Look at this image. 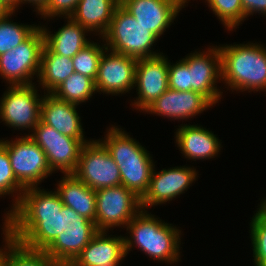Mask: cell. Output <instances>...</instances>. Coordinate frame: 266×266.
Segmentation results:
<instances>
[{
  "mask_svg": "<svg viewBox=\"0 0 266 266\" xmlns=\"http://www.w3.org/2000/svg\"><path fill=\"white\" fill-rule=\"evenodd\" d=\"M3 219V226L14 241L28 249L43 251L72 221L79 220V215L62 203L56 190L29 187Z\"/></svg>",
  "mask_w": 266,
  "mask_h": 266,
  "instance_id": "cell-1",
  "label": "cell"
},
{
  "mask_svg": "<svg viewBox=\"0 0 266 266\" xmlns=\"http://www.w3.org/2000/svg\"><path fill=\"white\" fill-rule=\"evenodd\" d=\"M111 126L107 128L105 139L100 141L119 167L121 185L141 199L148 189L152 171L155 169L153 157L122 128Z\"/></svg>",
  "mask_w": 266,
  "mask_h": 266,
  "instance_id": "cell-2",
  "label": "cell"
},
{
  "mask_svg": "<svg viewBox=\"0 0 266 266\" xmlns=\"http://www.w3.org/2000/svg\"><path fill=\"white\" fill-rule=\"evenodd\" d=\"M221 77L228 88L236 91H266V47L246 43L218 46Z\"/></svg>",
  "mask_w": 266,
  "mask_h": 266,
  "instance_id": "cell-3",
  "label": "cell"
},
{
  "mask_svg": "<svg viewBox=\"0 0 266 266\" xmlns=\"http://www.w3.org/2000/svg\"><path fill=\"white\" fill-rule=\"evenodd\" d=\"M147 212L141 210L126 226L130 234L125 236L126 256L135 245L156 261L168 264L180 261L181 230Z\"/></svg>",
  "mask_w": 266,
  "mask_h": 266,
  "instance_id": "cell-4",
  "label": "cell"
},
{
  "mask_svg": "<svg viewBox=\"0 0 266 266\" xmlns=\"http://www.w3.org/2000/svg\"><path fill=\"white\" fill-rule=\"evenodd\" d=\"M102 40L108 50L135 59L162 54L151 50L158 37L137 22L120 4L115 8L110 26Z\"/></svg>",
  "mask_w": 266,
  "mask_h": 266,
  "instance_id": "cell-5",
  "label": "cell"
},
{
  "mask_svg": "<svg viewBox=\"0 0 266 266\" xmlns=\"http://www.w3.org/2000/svg\"><path fill=\"white\" fill-rule=\"evenodd\" d=\"M44 34L39 27L27 40L0 55V76L8 85L33 84L39 75Z\"/></svg>",
  "mask_w": 266,
  "mask_h": 266,
  "instance_id": "cell-6",
  "label": "cell"
},
{
  "mask_svg": "<svg viewBox=\"0 0 266 266\" xmlns=\"http://www.w3.org/2000/svg\"><path fill=\"white\" fill-rule=\"evenodd\" d=\"M141 210V199L123 185L96 190L94 224L98 231H108L111 227L126 228Z\"/></svg>",
  "mask_w": 266,
  "mask_h": 266,
  "instance_id": "cell-7",
  "label": "cell"
},
{
  "mask_svg": "<svg viewBox=\"0 0 266 266\" xmlns=\"http://www.w3.org/2000/svg\"><path fill=\"white\" fill-rule=\"evenodd\" d=\"M73 175L95 191L121 185L119 167L100 139L83 144Z\"/></svg>",
  "mask_w": 266,
  "mask_h": 266,
  "instance_id": "cell-8",
  "label": "cell"
},
{
  "mask_svg": "<svg viewBox=\"0 0 266 266\" xmlns=\"http://www.w3.org/2000/svg\"><path fill=\"white\" fill-rule=\"evenodd\" d=\"M0 142L7 148L13 174L24 188L38 187L52 174L46 154L27 134Z\"/></svg>",
  "mask_w": 266,
  "mask_h": 266,
  "instance_id": "cell-9",
  "label": "cell"
},
{
  "mask_svg": "<svg viewBox=\"0 0 266 266\" xmlns=\"http://www.w3.org/2000/svg\"><path fill=\"white\" fill-rule=\"evenodd\" d=\"M35 83L9 85L0 99V119L14 130L31 131L40 122L41 103Z\"/></svg>",
  "mask_w": 266,
  "mask_h": 266,
  "instance_id": "cell-10",
  "label": "cell"
},
{
  "mask_svg": "<svg viewBox=\"0 0 266 266\" xmlns=\"http://www.w3.org/2000/svg\"><path fill=\"white\" fill-rule=\"evenodd\" d=\"M28 136L39 145L47 157L52 173L73 174L76 170L83 143L76 138L59 133L41 120Z\"/></svg>",
  "mask_w": 266,
  "mask_h": 266,
  "instance_id": "cell-11",
  "label": "cell"
},
{
  "mask_svg": "<svg viewBox=\"0 0 266 266\" xmlns=\"http://www.w3.org/2000/svg\"><path fill=\"white\" fill-rule=\"evenodd\" d=\"M184 59L188 62L191 90L203 95L212 105L221 101L223 92L216 85L222 80L219 47L212 45L207 51H195Z\"/></svg>",
  "mask_w": 266,
  "mask_h": 266,
  "instance_id": "cell-12",
  "label": "cell"
},
{
  "mask_svg": "<svg viewBox=\"0 0 266 266\" xmlns=\"http://www.w3.org/2000/svg\"><path fill=\"white\" fill-rule=\"evenodd\" d=\"M169 61L163 53L137 59L134 87L138 97L131 106L142 112L169 89Z\"/></svg>",
  "mask_w": 266,
  "mask_h": 266,
  "instance_id": "cell-13",
  "label": "cell"
},
{
  "mask_svg": "<svg viewBox=\"0 0 266 266\" xmlns=\"http://www.w3.org/2000/svg\"><path fill=\"white\" fill-rule=\"evenodd\" d=\"M136 62L135 58L106 48L99 60L95 80L96 91L114 96L126 94L134 89Z\"/></svg>",
  "mask_w": 266,
  "mask_h": 266,
  "instance_id": "cell-14",
  "label": "cell"
},
{
  "mask_svg": "<svg viewBox=\"0 0 266 266\" xmlns=\"http://www.w3.org/2000/svg\"><path fill=\"white\" fill-rule=\"evenodd\" d=\"M193 167H173L159 172L153 169L148 189L141 198L142 210L172 201L187 189L198 177ZM150 206V207H149Z\"/></svg>",
  "mask_w": 266,
  "mask_h": 266,
  "instance_id": "cell-15",
  "label": "cell"
},
{
  "mask_svg": "<svg viewBox=\"0 0 266 266\" xmlns=\"http://www.w3.org/2000/svg\"><path fill=\"white\" fill-rule=\"evenodd\" d=\"M120 5L158 38L185 8L184 0H120Z\"/></svg>",
  "mask_w": 266,
  "mask_h": 266,
  "instance_id": "cell-16",
  "label": "cell"
},
{
  "mask_svg": "<svg viewBox=\"0 0 266 266\" xmlns=\"http://www.w3.org/2000/svg\"><path fill=\"white\" fill-rule=\"evenodd\" d=\"M98 232L93 221L79 216L70 223L43 251L60 266L73 262Z\"/></svg>",
  "mask_w": 266,
  "mask_h": 266,
  "instance_id": "cell-17",
  "label": "cell"
},
{
  "mask_svg": "<svg viewBox=\"0 0 266 266\" xmlns=\"http://www.w3.org/2000/svg\"><path fill=\"white\" fill-rule=\"evenodd\" d=\"M211 106L213 105L198 92H183L169 88L143 112L173 120H188Z\"/></svg>",
  "mask_w": 266,
  "mask_h": 266,
  "instance_id": "cell-18",
  "label": "cell"
},
{
  "mask_svg": "<svg viewBox=\"0 0 266 266\" xmlns=\"http://www.w3.org/2000/svg\"><path fill=\"white\" fill-rule=\"evenodd\" d=\"M77 106V104L62 100L52 93H44L40 120L63 135L79 139L83 144L87 143L90 140L84 137L81 117L76 110Z\"/></svg>",
  "mask_w": 266,
  "mask_h": 266,
  "instance_id": "cell-19",
  "label": "cell"
},
{
  "mask_svg": "<svg viewBox=\"0 0 266 266\" xmlns=\"http://www.w3.org/2000/svg\"><path fill=\"white\" fill-rule=\"evenodd\" d=\"M107 233L98 231L72 263L75 266H118L126 257L125 237Z\"/></svg>",
  "mask_w": 266,
  "mask_h": 266,
  "instance_id": "cell-20",
  "label": "cell"
},
{
  "mask_svg": "<svg viewBox=\"0 0 266 266\" xmlns=\"http://www.w3.org/2000/svg\"><path fill=\"white\" fill-rule=\"evenodd\" d=\"M176 130V144L188 160H207L220 152L221 142L212 131L198 125L181 124Z\"/></svg>",
  "mask_w": 266,
  "mask_h": 266,
  "instance_id": "cell-21",
  "label": "cell"
},
{
  "mask_svg": "<svg viewBox=\"0 0 266 266\" xmlns=\"http://www.w3.org/2000/svg\"><path fill=\"white\" fill-rule=\"evenodd\" d=\"M58 181L55 189L62 203L73 209L79 216L95 221L96 191L76 178L73 174H66Z\"/></svg>",
  "mask_w": 266,
  "mask_h": 266,
  "instance_id": "cell-22",
  "label": "cell"
},
{
  "mask_svg": "<svg viewBox=\"0 0 266 266\" xmlns=\"http://www.w3.org/2000/svg\"><path fill=\"white\" fill-rule=\"evenodd\" d=\"M119 4L120 0H80L71 18L89 33L96 32L101 38L107 32Z\"/></svg>",
  "mask_w": 266,
  "mask_h": 266,
  "instance_id": "cell-23",
  "label": "cell"
},
{
  "mask_svg": "<svg viewBox=\"0 0 266 266\" xmlns=\"http://www.w3.org/2000/svg\"><path fill=\"white\" fill-rule=\"evenodd\" d=\"M67 23L58 31L51 34L46 26L41 27L44 34V44L59 55L73 58L81 49L88 45L91 40L86 38V28L81 27L71 17H67Z\"/></svg>",
  "mask_w": 266,
  "mask_h": 266,
  "instance_id": "cell-24",
  "label": "cell"
},
{
  "mask_svg": "<svg viewBox=\"0 0 266 266\" xmlns=\"http://www.w3.org/2000/svg\"><path fill=\"white\" fill-rule=\"evenodd\" d=\"M74 72L72 58L53 53L44 44L37 81L42 86V90L44 89V93H52Z\"/></svg>",
  "mask_w": 266,
  "mask_h": 266,
  "instance_id": "cell-25",
  "label": "cell"
},
{
  "mask_svg": "<svg viewBox=\"0 0 266 266\" xmlns=\"http://www.w3.org/2000/svg\"><path fill=\"white\" fill-rule=\"evenodd\" d=\"M96 92L95 81L92 78L74 72L52 94L67 102L80 105L90 100Z\"/></svg>",
  "mask_w": 266,
  "mask_h": 266,
  "instance_id": "cell-26",
  "label": "cell"
},
{
  "mask_svg": "<svg viewBox=\"0 0 266 266\" xmlns=\"http://www.w3.org/2000/svg\"><path fill=\"white\" fill-rule=\"evenodd\" d=\"M3 266H60L44 251L31 250L13 241L6 250Z\"/></svg>",
  "mask_w": 266,
  "mask_h": 266,
  "instance_id": "cell-27",
  "label": "cell"
},
{
  "mask_svg": "<svg viewBox=\"0 0 266 266\" xmlns=\"http://www.w3.org/2000/svg\"><path fill=\"white\" fill-rule=\"evenodd\" d=\"M13 13L15 14L11 12L5 18L0 19V55L27 40L40 27L35 24L32 26L13 22L9 19L14 15Z\"/></svg>",
  "mask_w": 266,
  "mask_h": 266,
  "instance_id": "cell-28",
  "label": "cell"
},
{
  "mask_svg": "<svg viewBox=\"0 0 266 266\" xmlns=\"http://www.w3.org/2000/svg\"><path fill=\"white\" fill-rule=\"evenodd\" d=\"M25 188L17 181L16 177L13 174L8 150L0 142V197L10 194L15 196L12 204V208L8 210V213H5V217L19 204L23 191ZM15 193V195H13ZM17 193V194H16Z\"/></svg>",
  "mask_w": 266,
  "mask_h": 266,
  "instance_id": "cell-29",
  "label": "cell"
},
{
  "mask_svg": "<svg viewBox=\"0 0 266 266\" xmlns=\"http://www.w3.org/2000/svg\"><path fill=\"white\" fill-rule=\"evenodd\" d=\"M104 50H106L105 43L100 46L99 43L91 41L72 58L75 72L88 76L95 81L99 60Z\"/></svg>",
  "mask_w": 266,
  "mask_h": 266,
  "instance_id": "cell-30",
  "label": "cell"
},
{
  "mask_svg": "<svg viewBox=\"0 0 266 266\" xmlns=\"http://www.w3.org/2000/svg\"><path fill=\"white\" fill-rule=\"evenodd\" d=\"M205 2L228 31H233L244 22L241 0H205Z\"/></svg>",
  "mask_w": 266,
  "mask_h": 266,
  "instance_id": "cell-31",
  "label": "cell"
},
{
  "mask_svg": "<svg viewBox=\"0 0 266 266\" xmlns=\"http://www.w3.org/2000/svg\"><path fill=\"white\" fill-rule=\"evenodd\" d=\"M250 238L255 266H266V220L256 212L250 220Z\"/></svg>",
  "mask_w": 266,
  "mask_h": 266,
  "instance_id": "cell-32",
  "label": "cell"
},
{
  "mask_svg": "<svg viewBox=\"0 0 266 266\" xmlns=\"http://www.w3.org/2000/svg\"><path fill=\"white\" fill-rule=\"evenodd\" d=\"M169 62L168 80L169 88L177 91H190L188 78V62L183 58L175 64Z\"/></svg>",
  "mask_w": 266,
  "mask_h": 266,
  "instance_id": "cell-33",
  "label": "cell"
},
{
  "mask_svg": "<svg viewBox=\"0 0 266 266\" xmlns=\"http://www.w3.org/2000/svg\"><path fill=\"white\" fill-rule=\"evenodd\" d=\"M80 0H49L46 6L38 13L42 18H54L64 16V18L71 17ZM63 15V16H62Z\"/></svg>",
  "mask_w": 266,
  "mask_h": 266,
  "instance_id": "cell-34",
  "label": "cell"
},
{
  "mask_svg": "<svg viewBox=\"0 0 266 266\" xmlns=\"http://www.w3.org/2000/svg\"><path fill=\"white\" fill-rule=\"evenodd\" d=\"M244 20L250 15L259 13L266 16V0H241Z\"/></svg>",
  "mask_w": 266,
  "mask_h": 266,
  "instance_id": "cell-35",
  "label": "cell"
},
{
  "mask_svg": "<svg viewBox=\"0 0 266 266\" xmlns=\"http://www.w3.org/2000/svg\"><path fill=\"white\" fill-rule=\"evenodd\" d=\"M1 229H3L2 231H3V233L2 234H4V238H3V240H4V246H3V248L1 249L0 248V266H3V264H4V257H5V254H6V250H7V247L14 241L13 240V238H12V236H11V234L3 227V228H1Z\"/></svg>",
  "mask_w": 266,
  "mask_h": 266,
  "instance_id": "cell-36",
  "label": "cell"
},
{
  "mask_svg": "<svg viewBox=\"0 0 266 266\" xmlns=\"http://www.w3.org/2000/svg\"><path fill=\"white\" fill-rule=\"evenodd\" d=\"M49 0H18V7L19 5H23L24 3H29L33 7L35 6V11L39 13L48 3ZM32 3V4H31Z\"/></svg>",
  "mask_w": 266,
  "mask_h": 266,
  "instance_id": "cell-37",
  "label": "cell"
},
{
  "mask_svg": "<svg viewBox=\"0 0 266 266\" xmlns=\"http://www.w3.org/2000/svg\"><path fill=\"white\" fill-rule=\"evenodd\" d=\"M12 12L18 8V0H1Z\"/></svg>",
  "mask_w": 266,
  "mask_h": 266,
  "instance_id": "cell-38",
  "label": "cell"
},
{
  "mask_svg": "<svg viewBox=\"0 0 266 266\" xmlns=\"http://www.w3.org/2000/svg\"><path fill=\"white\" fill-rule=\"evenodd\" d=\"M12 11L0 0V19L5 18Z\"/></svg>",
  "mask_w": 266,
  "mask_h": 266,
  "instance_id": "cell-39",
  "label": "cell"
},
{
  "mask_svg": "<svg viewBox=\"0 0 266 266\" xmlns=\"http://www.w3.org/2000/svg\"><path fill=\"white\" fill-rule=\"evenodd\" d=\"M263 201H261L260 203V207L257 208L259 210H257V212L266 220V199H263Z\"/></svg>",
  "mask_w": 266,
  "mask_h": 266,
  "instance_id": "cell-40",
  "label": "cell"
},
{
  "mask_svg": "<svg viewBox=\"0 0 266 266\" xmlns=\"http://www.w3.org/2000/svg\"><path fill=\"white\" fill-rule=\"evenodd\" d=\"M65 266H75L72 262L66 264Z\"/></svg>",
  "mask_w": 266,
  "mask_h": 266,
  "instance_id": "cell-41",
  "label": "cell"
},
{
  "mask_svg": "<svg viewBox=\"0 0 266 266\" xmlns=\"http://www.w3.org/2000/svg\"><path fill=\"white\" fill-rule=\"evenodd\" d=\"M187 1H190V0H184V5L186 6V3H188Z\"/></svg>",
  "mask_w": 266,
  "mask_h": 266,
  "instance_id": "cell-42",
  "label": "cell"
}]
</instances>
